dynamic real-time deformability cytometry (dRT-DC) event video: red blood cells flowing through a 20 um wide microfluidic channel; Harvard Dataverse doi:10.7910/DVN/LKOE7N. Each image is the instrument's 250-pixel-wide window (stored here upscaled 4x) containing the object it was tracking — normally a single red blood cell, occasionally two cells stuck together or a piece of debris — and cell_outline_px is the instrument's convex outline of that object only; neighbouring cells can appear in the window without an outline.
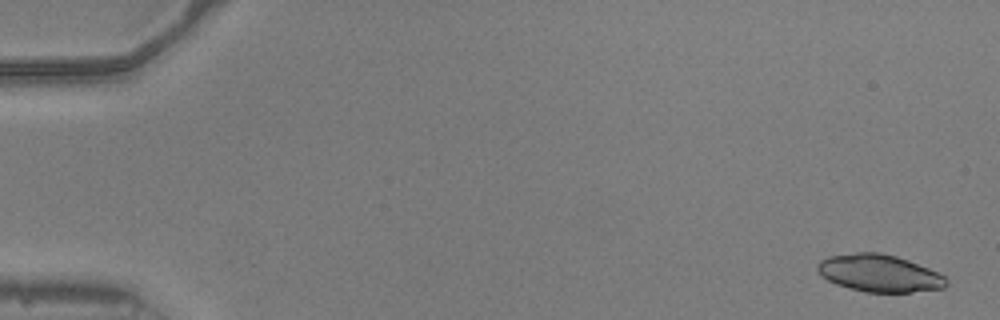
{"species": "common noctule bat (a hibernating species)", "species_latin": "Nyctalus noctula", "temperature_condition": "warm", "stored_images_in_passage": 52, "camera_frame_rate_fps": 3000, "um_per_image_px": 0.085, "animal": {"sex": "male", "body_mass_g": 20.5, "forearm_length_mm": 52.5}, "frame": {"image": 1, "passage_image": 2, "time_ms": 0.333, "image_size_px": [1000, 320], "cell_outline_px": [[948, 284], [944, 288], [912, 292], [864, 292], [848, 288], [836, 284], [828, 280], [816, 268], [816, 264], [820, 260], [828, 256], [856, 252], [880, 252], [896, 256], [908, 260], [928, 268], [944, 276], [948, 280]], "centroid_in_image_um": [74.73, 23.22], "position_along_channel_um": 10.3, "area_um2": 28.03}}
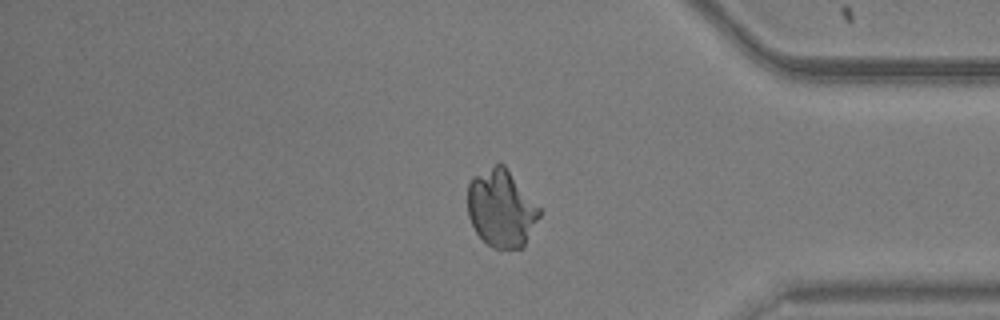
{"frame": {"image": 2, "passage_image": 44, "time_ms": 14.333, "image_size_px": [1000, 320], "cell_outline_px": [[540, 216], [524, 248], [492, 248], [476, 232], [468, 216], [468, 184], [472, 176], [496, 164], [504, 164], [540, 208]], "centroid_in_image_um": [42.61, 17.72], "position_along_channel_um": 392.6, "area_um2": 32.31}}
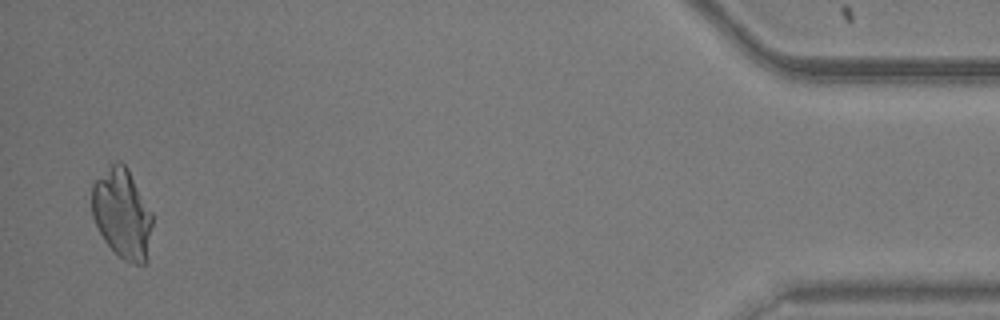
{"frame": {"image": 3, "passage_image": 51, "time_ms": 16.667, "image_size_px": [1000, 320], "cell_outline_px": [[152, 224], [148, 260], [144, 264], [136, 264], [124, 260], [104, 240], [92, 216], [92, 184], [116, 160], [120, 160], [128, 168], [152, 212]], "centroid_in_image_um": [10.41, 18.16], "position_along_channel_um": 424.8, "area_um2": 31.56}}